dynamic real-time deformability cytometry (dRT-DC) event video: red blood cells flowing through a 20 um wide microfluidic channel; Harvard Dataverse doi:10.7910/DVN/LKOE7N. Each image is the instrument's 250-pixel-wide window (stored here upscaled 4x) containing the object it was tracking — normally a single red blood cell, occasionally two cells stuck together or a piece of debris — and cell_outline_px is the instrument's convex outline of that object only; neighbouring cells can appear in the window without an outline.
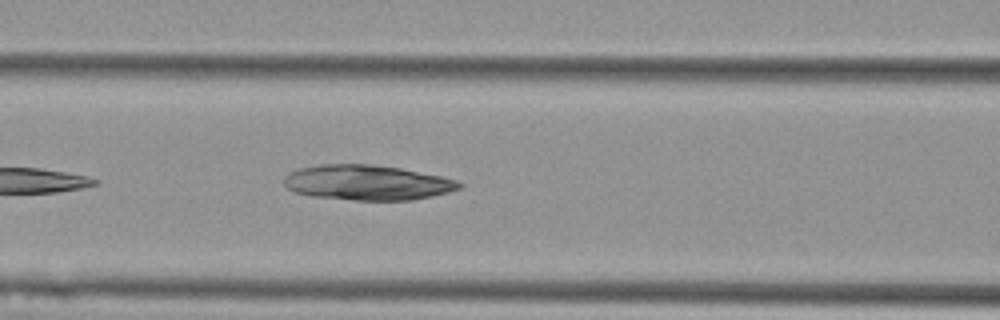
{"species": "Egyptian fruit bat (a non-hibernating species)", "species_latin": "Rousettus aegyptiacus", "temperature_condition": "cold", "stored_images_in_passage": 5, "camera_frame_rate_fps": 3000, "um_per_image_px": 0.085, "animal": {"sex": "female"}, "frame": {"image": 1, "passage_image": 5, "time_ms": 5.667, "image_size_px": [1000, 320], "cell_outline_px": [[464, 188], [432, 196], [412, 200], [352, 200], [312, 196], [296, 192], [288, 188], [284, 184], [284, 176], [288, 172], [300, 168], [320, 164], [372, 164], [400, 168], [440, 176], [456, 180], [464, 184]], "centroid_in_image_um": [31.22, 15.52], "position_along_channel_um": 135.4, "area_um2": 35.95}}